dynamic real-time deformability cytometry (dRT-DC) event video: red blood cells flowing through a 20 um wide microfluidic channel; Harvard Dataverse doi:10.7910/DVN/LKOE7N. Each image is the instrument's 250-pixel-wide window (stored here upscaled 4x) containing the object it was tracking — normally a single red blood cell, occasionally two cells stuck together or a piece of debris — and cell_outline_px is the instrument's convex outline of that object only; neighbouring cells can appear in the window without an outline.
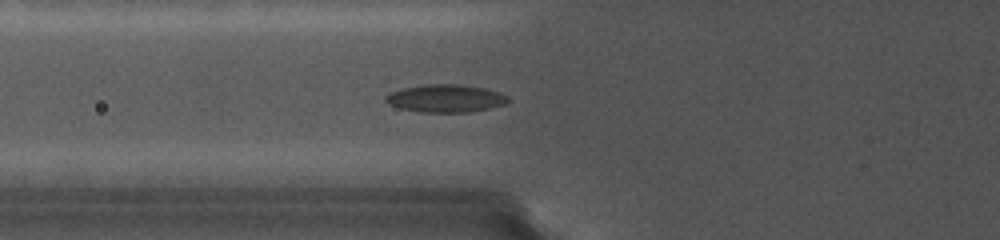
{"species": "common noctule bat (a hibernating species)", "species_latin": "Nyctalus noctula", "temperature_condition": "cold", "stored_images_in_passage": 18, "camera_frame_rate_fps": 5000, "um_per_image_px": 0.085, "animal": {"sex": "female", "body_mass_g": 19.0, "forearm_length_mm": 56.7}, "frame": {"image": 1, "passage_image": 8, "time_ms": 2.6, "image_size_px": [1000, 240], "cell_outline_px": [[508, 100], [504, 104], [488, 108], [468, 112], [420, 112], [400, 108], [388, 104], [384, 100], [384, 96], [392, 92], [404, 88], [428, 84], [452, 84], [484, 88], [508, 96]], "centroid_in_image_um": [37.82, 8.37], "position_along_channel_um": 88.0, "area_um2": 19.42}}
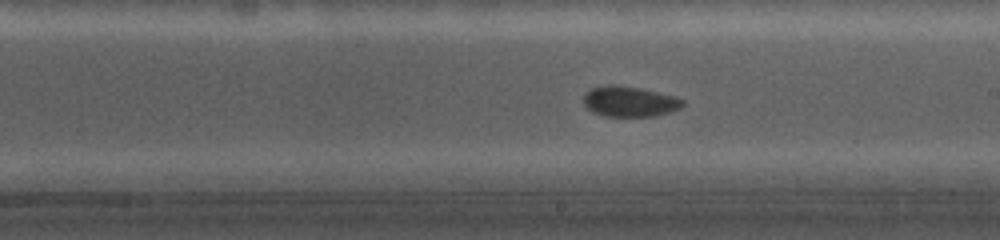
{"frame": {"image": 2, "passage_image": 16, "time_ms": 5.4, "image_size_px": [1000, 240], "cell_outline_px": [[684, 104], [680, 108], [656, 116], [604, 116], [592, 112], [584, 104], [584, 96], [592, 88], [636, 88], [672, 96], [684, 100]], "centroid_in_image_um": [53.55, 8.7], "position_along_channel_um": 235.5, "area_um2": 16.47}}